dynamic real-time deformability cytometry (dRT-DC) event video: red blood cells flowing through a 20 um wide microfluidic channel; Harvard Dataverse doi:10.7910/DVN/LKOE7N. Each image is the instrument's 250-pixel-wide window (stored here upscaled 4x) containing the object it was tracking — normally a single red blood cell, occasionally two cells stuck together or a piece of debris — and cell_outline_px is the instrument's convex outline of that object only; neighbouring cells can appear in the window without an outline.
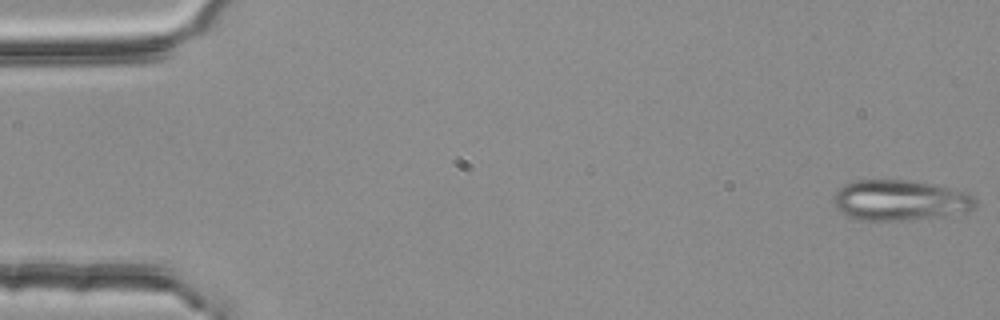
{"species": "common noctule bat (a hibernating species)", "species_latin": "Nyctalus noctula", "temperature_condition": "room temperature", "stored_images_in_passage": 4, "camera_frame_rate_fps": 3000, "um_per_image_px": 0.085, "animal": {"sex": "female", "body_mass_g": 25.1}, "frame": {"image": 1, "passage_image": 1, "time_ms": 0.0, "image_size_px": [1000, 320], "cell_outline_px": [[976, 208], [968, 212], [908, 220], [860, 220], [848, 216], [840, 212], [836, 208], [832, 200], [832, 196], [844, 184], [856, 180], [908, 180], [932, 184], [952, 188], [968, 192], [976, 200]], "centroid_in_image_um": [76.5, 17.02], "position_along_channel_um": 8.5, "area_um2": 33.7}}